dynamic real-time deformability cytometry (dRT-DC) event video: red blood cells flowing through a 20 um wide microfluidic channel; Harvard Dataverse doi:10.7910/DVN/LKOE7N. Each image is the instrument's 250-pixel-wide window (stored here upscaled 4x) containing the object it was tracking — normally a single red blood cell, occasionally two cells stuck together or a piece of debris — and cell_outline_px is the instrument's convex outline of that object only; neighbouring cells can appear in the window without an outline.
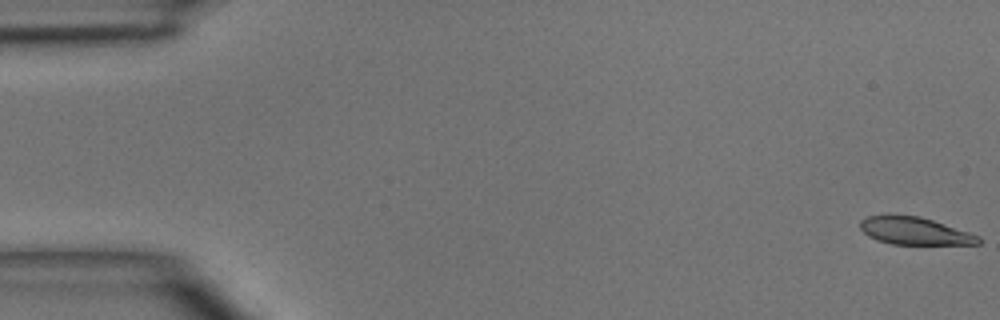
{"species": "common noctule bat (a hibernating species)", "species_latin": "Nyctalus noctula", "temperature_condition": "room temperature", "stored_images_in_passage": 4, "camera_frame_rate_fps": 3000, "um_per_image_px": 0.085, "animal": {"sex": "male", "body_mass_g": 15.6}, "frame": {"image": 1, "passage_image": 1, "time_ms": 0.0, "image_size_px": [1000, 320], "cell_outline_px": [[980, 244], [892, 244], [876, 240], [868, 236], [860, 228], [860, 220], [868, 216], [888, 212], [920, 216], [980, 236]], "centroid_in_image_um": [77.66, 19.59], "position_along_channel_um": 7.3, "area_um2": 19.31}}
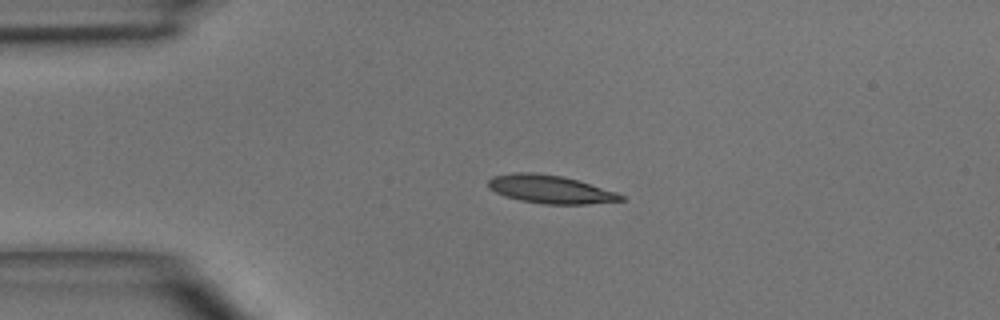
{"frame": {"image": 2, "passage_image": 3, "time_ms": 3.333, "image_size_px": [1000, 320], "cell_outline_px": [[624, 200], [588, 204], [544, 204], [520, 200], [504, 196], [488, 188], [488, 180], [492, 176], [516, 172], [532, 172], [560, 176], [576, 180], [616, 192], [624, 196]], "centroid_in_image_um": [46.73, 16.09], "position_along_channel_um": 38.3, "area_um2": 21.56}}